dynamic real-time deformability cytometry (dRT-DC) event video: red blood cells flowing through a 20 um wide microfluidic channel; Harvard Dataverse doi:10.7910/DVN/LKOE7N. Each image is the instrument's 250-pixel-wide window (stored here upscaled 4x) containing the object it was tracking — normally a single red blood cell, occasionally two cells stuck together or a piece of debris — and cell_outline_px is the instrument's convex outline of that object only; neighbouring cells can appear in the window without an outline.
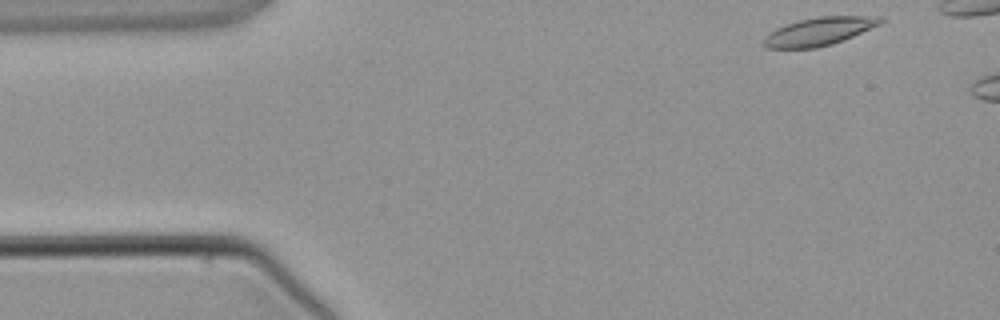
{"species": "common noctule bat (a hibernating species)", "species_latin": "Nyctalus noctula", "temperature_condition": "warm", "stored_images_in_passage": 3, "camera_frame_rate_fps": 3000, "um_per_image_px": 0.085, "animal": {"sex": "male", "body_mass_g": 21.5, "forearm_length_mm": 52.0}, "frame": {"image": 1, "passage_image": 1, "time_ms": 0.0, "image_size_px": [1000, 320], "cell_outline_px": [[888, 20], [880, 24], [844, 40], [832, 44], [816, 48], [768, 48], [764, 44], [764, 36], [776, 28], [800, 20], [820, 16], [880, 16]], "centroid_in_image_um": [69.67, 2.66], "position_along_channel_um": 15.3, "area_um2": 19.02}}